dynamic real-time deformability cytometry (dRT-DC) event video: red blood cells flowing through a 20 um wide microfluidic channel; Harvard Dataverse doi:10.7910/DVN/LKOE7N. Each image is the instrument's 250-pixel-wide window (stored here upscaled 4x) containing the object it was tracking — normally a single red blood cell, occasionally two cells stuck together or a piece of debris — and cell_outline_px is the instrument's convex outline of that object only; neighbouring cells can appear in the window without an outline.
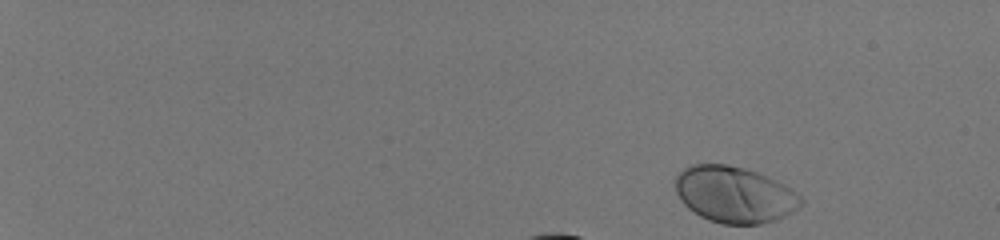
{"species": "human", "species_latin": "Homo sapiens", "temperature_condition": "room temperature", "stored_images_in_passage": 14, "camera_frame_rate_fps": 3000, "um_per_image_px": 0.085, "donor": {"sex": "male"}, "frame": {"image": 1, "passage_image": 1, "time_ms": 0.0, "image_size_px": [1000, 240], "cell_outline_px": [[804, 200], [792, 212], [776, 220], [760, 224], [720, 224], [708, 220], [700, 216], [688, 208], [680, 200], [676, 192], [676, 176], [684, 168], [692, 164], [728, 164], [744, 168], [756, 172], [776, 180], [784, 184], [800, 196]], "centroid_in_image_um": [62.41, 16.54], "position_along_channel_um": 22.6, "area_um2": 41.15}}